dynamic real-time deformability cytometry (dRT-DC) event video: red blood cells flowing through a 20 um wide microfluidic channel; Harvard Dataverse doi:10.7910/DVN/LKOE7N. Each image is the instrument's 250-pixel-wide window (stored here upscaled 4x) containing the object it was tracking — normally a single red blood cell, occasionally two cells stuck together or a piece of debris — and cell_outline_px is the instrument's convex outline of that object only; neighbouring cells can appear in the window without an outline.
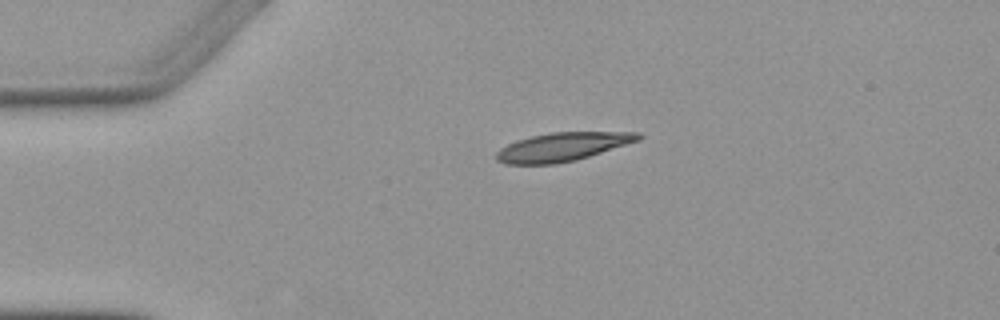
{"species": "Egyptian fruit bat (a non-hibernating species)", "species_latin": "Rousettus aegyptiacus", "temperature_condition": "warm", "stored_images_in_passage": 2, "camera_frame_rate_fps": 3000, "um_per_image_px": 0.085, "animal": {"sex": "female"}, "frame": {"image": 1, "passage_image": 1, "time_ms": 0.0, "image_size_px": [1000, 320], "cell_outline_px": [[644, 136], [640, 140], [576, 160], [556, 164], [504, 164], [496, 160], [496, 152], [500, 148], [516, 140], [532, 136], [552, 132], [640, 132]], "centroid_in_image_um": [47.81, 12.48], "position_along_channel_um": 37.2, "area_um2": 23.64}}